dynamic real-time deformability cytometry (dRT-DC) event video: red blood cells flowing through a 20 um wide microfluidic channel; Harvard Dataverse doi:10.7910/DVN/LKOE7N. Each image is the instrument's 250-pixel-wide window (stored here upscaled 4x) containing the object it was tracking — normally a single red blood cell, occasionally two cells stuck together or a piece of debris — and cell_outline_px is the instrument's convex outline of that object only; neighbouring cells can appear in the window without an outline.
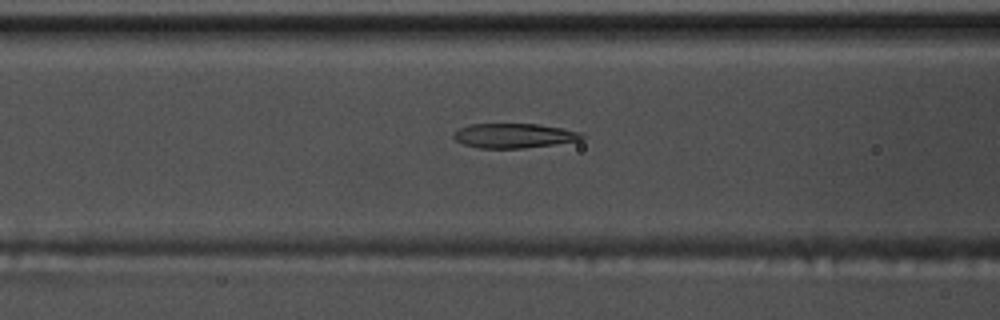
{"species": "common noctule bat (a hibernating species)", "species_latin": "Nyctalus noctula", "temperature_condition": "warm", "stored_images_in_passage": 43, "camera_frame_rate_fps": 3000, "um_per_image_px": 0.085, "animal": {"sex": "male", "body_mass_g": 17.5, "forearm_length_mm": 52.3}, "frame": {"image": 1, "passage_image": 11, "time_ms": 3.333, "image_size_px": [1000, 320], "cell_outline_px": [[584, 136], [580, 140], [524, 148], [476, 148], [464, 144], [456, 140], [452, 136], [460, 128], [472, 124], [536, 124], [564, 128], [580, 132]], "centroid_in_image_um": [43.68, 11.53], "position_along_channel_um": 122.9, "area_um2": 18.15}}
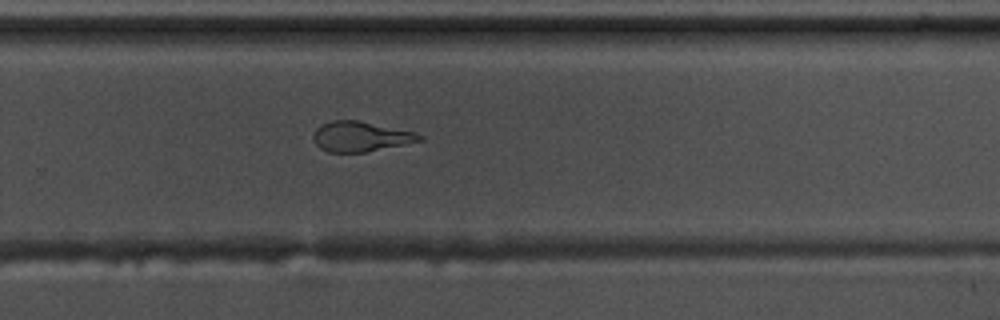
{"frame": {"image": 2, "passage_image": 25, "time_ms": 8.0, "image_size_px": [1000, 320], "cell_outline_px": [[424, 140], [364, 152], [328, 152], [320, 148], [316, 144], [312, 136], [316, 128], [320, 124], [332, 120], [356, 120], [416, 132], [424, 136]], "centroid_in_image_um": [30.63, 11.6], "position_along_channel_um": 299.2, "area_um2": 18.55}}
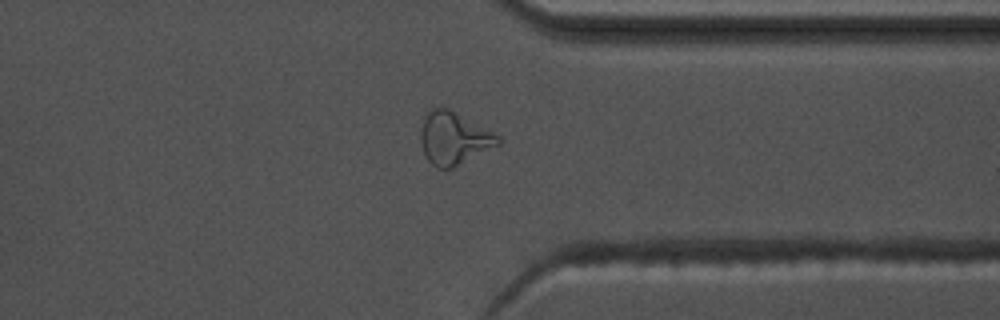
{"frame": {"image": 3, "passage_image": 31, "time_ms": 10.0, "image_size_px": [1000, 320], "cell_outline_px": [[500, 144], [452, 168], [436, 168], [428, 160], [424, 152], [420, 140], [420, 116], [432, 108], [448, 108], [500, 136]], "centroid_in_image_um": [38.51, 11.73], "position_along_channel_um": 372.9, "area_um2": 23.7}, "authors_computed_cell_mechanics": {"area_um2": 19.4208, "velocity_mm_per_s": 3.7867, "shape_relaxation_time_tau1_ms": 10.4067, "shape_relaxation_time_tau2_ms": 2.454, "deformation_change_tau1": 0.3431, "deformation_change_tau2": 0.1121}}